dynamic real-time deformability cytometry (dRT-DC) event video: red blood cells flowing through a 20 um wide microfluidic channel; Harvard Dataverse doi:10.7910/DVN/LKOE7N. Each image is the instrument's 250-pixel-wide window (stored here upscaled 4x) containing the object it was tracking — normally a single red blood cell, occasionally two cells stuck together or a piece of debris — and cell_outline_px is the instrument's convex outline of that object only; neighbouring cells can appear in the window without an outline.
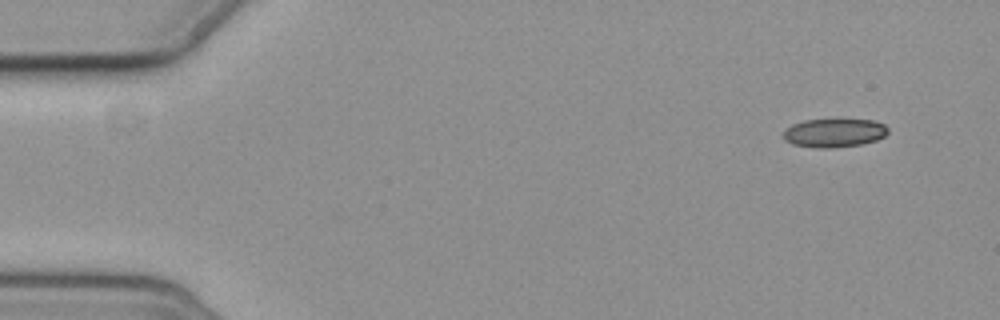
{"species": "common noctule bat (a hibernating species)", "species_latin": "Nyctalus noctula", "temperature_condition": "cold", "stored_images_in_passage": 6, "camera_frame_rate_fps": 3000, "um_per_image_px": 0.085, "animal": {"sex": "female", "body_mass_g": 19.3, "forearm_length_mm": 54.1}, "frame": {"image": 1, "passage_image": 1, "time_ms": 0.0, "image_size_px": [1000, 320], "cell_outline_px": [[888, 132], [884, 136], [876, 140], [860, 144], [832, 148], [820, 148], [792, 144], [784, 140], [784, 132], [792, 124], [804, 120], [872, 120], [884, 124], [888, 128]], "centroid_in_image_um": [70.91, 11.3], "position_along_channel_um": 14.1, "area_um2": 17.22}}
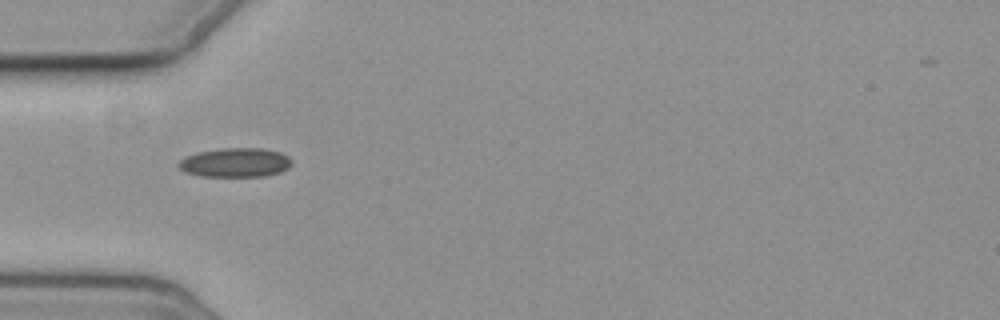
{"frame": {"image": 2, "passage_image": 5, "time_ms": 4.667, "image_size_px": [1000, 320], "cell_outline_px": [[292, 164], [288, 168], [280, 172], [264, 176], [200, 176], [184, 172], [176, 164], [184, 156], [196, 152], [220, 148], [264, 148], [280, 152], [288, 156], [292, 160]], "centroid_in_image_um": [19.98, 13.81], "position_along_channel_um": 65.0, "area_um2": 19.48}}
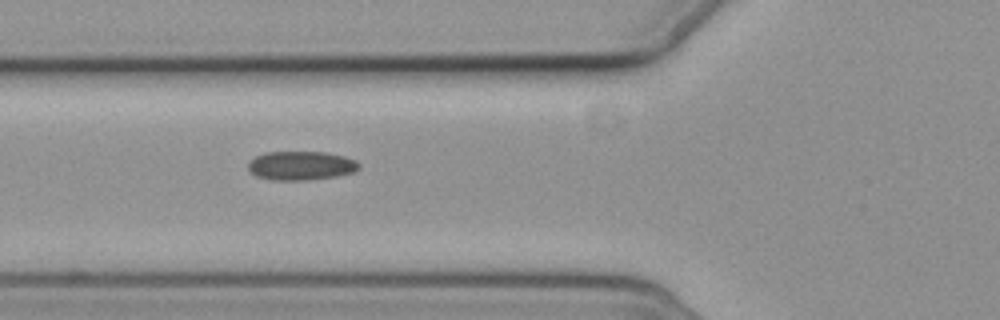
{"frame": {"image": 3, "passage_image": 6, "time_ms": 5.667, "image_size_px": [1000, 320], "cell_outline_px": [[360, 168], [352, 172], [336, 176], [304, 180], [272, 180], [256, 176], [248, 172], [248, 164], [256, 156], [264, 152], [328, 152], [344, 156], [356, 160], [360, 164]], "centroid_in_image_um": [25.57, 14.07], "position_along_channel_um": 100.2, "area_um2": 18.73}}